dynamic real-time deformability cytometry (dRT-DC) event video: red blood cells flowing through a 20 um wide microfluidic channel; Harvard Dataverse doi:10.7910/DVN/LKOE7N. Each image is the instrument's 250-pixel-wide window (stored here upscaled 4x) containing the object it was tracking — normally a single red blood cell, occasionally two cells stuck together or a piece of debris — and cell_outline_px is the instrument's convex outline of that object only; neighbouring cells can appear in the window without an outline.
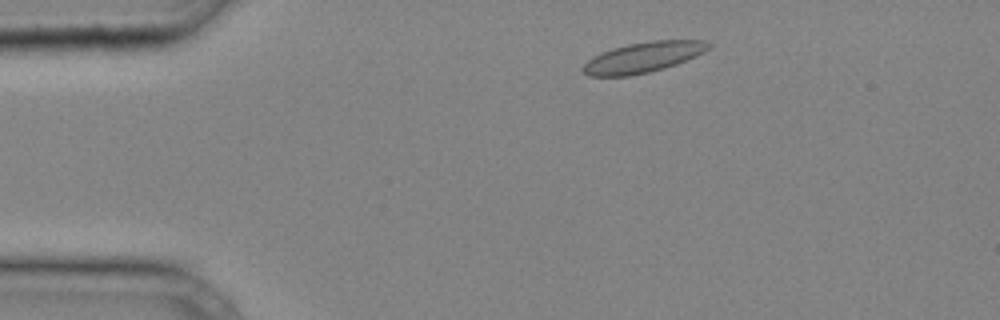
{"species": "common noctule bat (a hibernating species)", "species_latin": "Nyctalus noctula", "temperature_condition": "cold", "stored_images_in_passage": 31, "camera_frame_rate_fps": 3000, "um_per_image_px": 0.085, "animal": {"sex": "male", "body_mass_g": 20.4}, "frame": {"image": 1, "passage_image": 4, "time_ms": 1.0, "image_size_px": [1000, 320], "cell_outline_px": [[712, 44], [704, 52], [696, 56], [676, 64], [664, 68], [648, 72], [628, 76], [588, 76], [580, 68], [592, 56], [600, 52], [612, 48], [628, 44], [652, 40], [704, 40]], "centroid_in_image_um": [54.64, 4.87], "position_along_channel_um": 30.4, "area_um2": 22.31}}
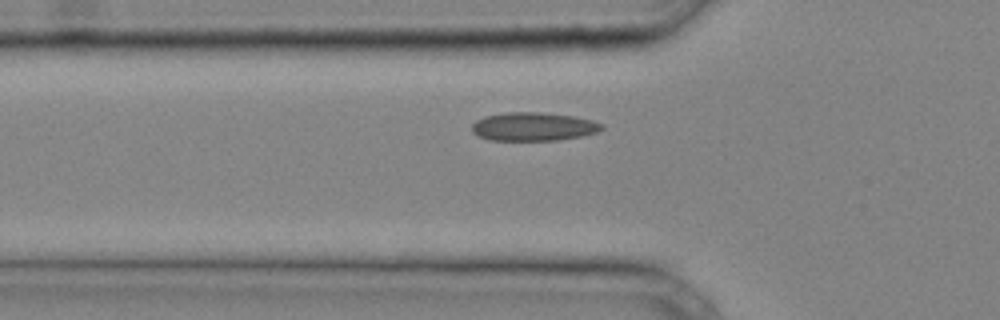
{"frame": {"image": 2, "passage_image": 10, "time_ms": 3.0, "image_size_px": [1000, 320], "cell_outline_px": [[604, 128], [596, 132], [580, 136], [556, 140], [488, 140], [476, 136], [472, 132], [472, 124], [476, 120], [484, 116], [508, 112], [540, 112], [576, 116], [592, 120], [604, 124]], "centroid_in_image_um": [45.32, 10.75], "position_along_channel_um": 80.5, "area_um2": 21.68}}
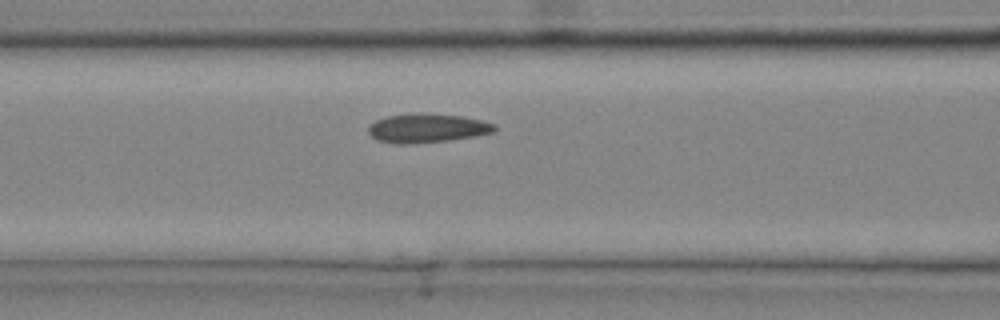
{"frame": {"image": 3, "passage_image": 13, "time_ms": 4.0, "image_size_px": [1000, 320], "cell_outline_px": [[496, 128], [492, 132], [476, 136], [448, 140], [416, 144], [396, 144], [376, 140], [368, 132], [368, 128], [376, 120], [388, 116], [460, 116], [480, 120], [496, 124]], "centroid_in_image_um": [36.31, 10.96], "position_along_channel_um": 130.3, "area_um2": 20.29}}